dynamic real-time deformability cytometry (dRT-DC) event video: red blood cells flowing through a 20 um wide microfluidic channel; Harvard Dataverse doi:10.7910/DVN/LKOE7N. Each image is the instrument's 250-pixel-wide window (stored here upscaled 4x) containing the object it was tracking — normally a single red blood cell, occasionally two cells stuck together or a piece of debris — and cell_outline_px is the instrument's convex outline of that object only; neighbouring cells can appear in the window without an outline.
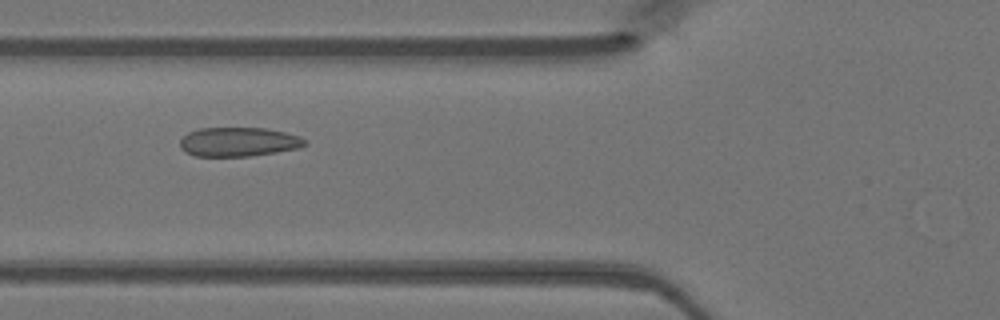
{"species": "Egyptian fruit bat (a non-hibernating species)", "species_latin": "Rousettus aegyptiacus", "temperature_condition": "warm", "stored_images_in_passage": 48, "camera_frame_rate_fps": 3000, "um_per_image_px": 0.085, "animal": {"sex": "female"}, "frame": {"image": 1, "passage_image": 18, "time_ms": 5.667, "image_size_px": [1000, 320], "cell_outline_px": [[308, 144], [300, 148], [276, 152], [248, 156], [196, 156], [184, 152], [180, 148], [180, 140], [188, 132], [200, 128], [264, 128], [284, 132], [300, 136], [308, 140]], "centroid_in_image_um": [20.29, 12.06], "position_along_channel_um": 105.5, "area_um2": 21.33}}
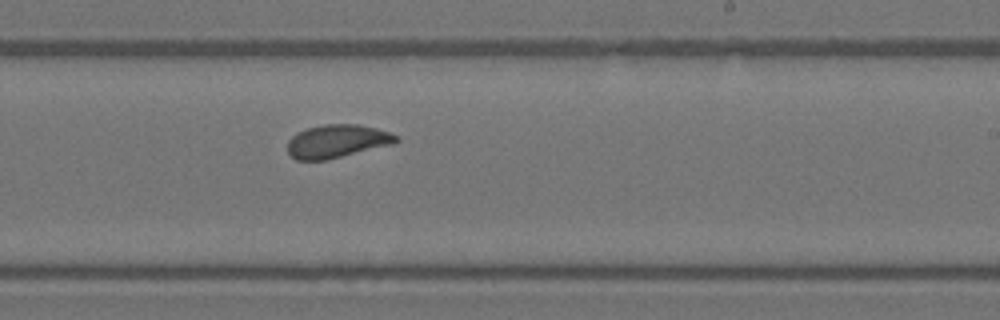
{"frame": {"image": 2, "passage_image": 29, "time_ms": 9.333, "image_size_px": [1000, 320], "cell_outline_px": [[400, 140], [392, 144], [328, 160], [296, 160], [288, 152], [288, 140], [296, 132], [308, 128], [324, 124], [356, 124], [376, 128], [400, 136]], "centroid_in_image_um": [28.65, 12.0], "position_along_channel_um": 260.4, "area_um2": 21.04}}
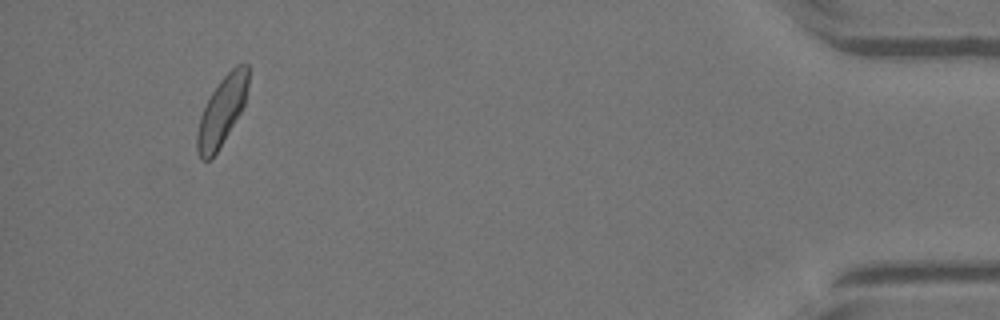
{"frame": {"image": 3, "passage_image": 45, "time_ms": 14.667, "image_size_px": [1000, 320], "cell_outline_px": [[248, 84], [244, 104], [240, 112], [216, 152], [208, 160], [200, 160], [196, 148], [196, 136], [200, 116], [212, 92], [220, 80], [236, 64], [248, 64]], "centroid_in_image_um": [18.84, 9.43], "position_along_channel_um": 416.4, "area_um2": 19.94}}